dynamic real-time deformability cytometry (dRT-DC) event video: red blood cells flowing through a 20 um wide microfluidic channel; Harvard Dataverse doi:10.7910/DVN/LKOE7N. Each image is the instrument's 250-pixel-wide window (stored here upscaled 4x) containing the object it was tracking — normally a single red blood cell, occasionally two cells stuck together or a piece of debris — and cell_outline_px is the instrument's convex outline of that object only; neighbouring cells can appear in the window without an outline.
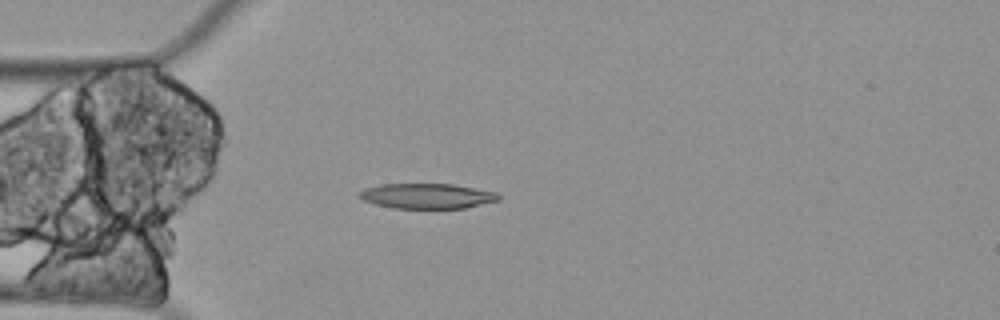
{"species": "Egyptian fruit bat (a non-hibernating species)", "species_latin": "Rousettus aegyptiacus", "temperature_condition": "cold", "stored_images_in_passage": 5, "camera_frame_rate_fps": 3000, "um_per_image_px": 0.085, "animal": {"sex": "female"}, "frame": {"image": 1, "passage_image": 5, "time_ms": 1.333, "image_size_px": [1000, 320], "cell_outline_px": [[500, 200], [464, 208], [392, 208], [376, 204], [364, 200], [356, 196], [356, 192], [380, 184], [452, 184], [496, 192], [500, 196]], "centroid_in_image_um": [36.27, 16.66], "position_along_channel_um": 48.7, "area_um2": 20.35}}